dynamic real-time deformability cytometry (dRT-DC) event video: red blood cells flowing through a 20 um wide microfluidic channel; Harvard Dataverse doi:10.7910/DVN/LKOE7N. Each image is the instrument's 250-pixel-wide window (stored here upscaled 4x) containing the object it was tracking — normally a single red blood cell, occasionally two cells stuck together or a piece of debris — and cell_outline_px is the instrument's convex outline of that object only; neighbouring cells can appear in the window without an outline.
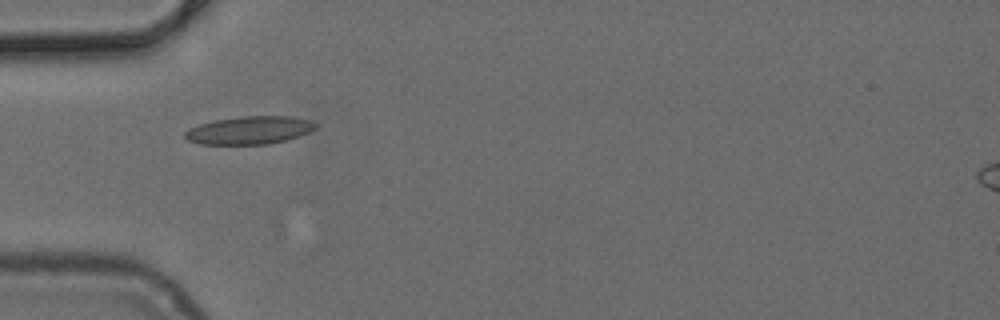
{"species": "common noctule bat (a hibernating species)", "species_latin": "Nyctalus noctula", "temperature_condition": "cold", "stored_images_in_passage": 36, "camera_frame_rate_fps": 3000, "um_per_image_px": 0.085, "animal": {"sex": "female", "body_mass_g": 24.6, "forearm_length_mm": 56.2}, "frame": {"image": 1, "passage_image": 1, "time_ms": 0.0, "image_size_px": [1000, 320], "cell_outline_px": [[316, 128], [308, 132], [284, 140], [268, 144], [200, 144], [188, 140], [184, 136], [184, 132], [188, 128], [212, 120], [240, 116], [292, 116], [312, 120], [316, 124]], "centroid_in_image_um": [21.17, 11.05], "position_along_channel_um": 63.8, "area_um2": 21.27}}
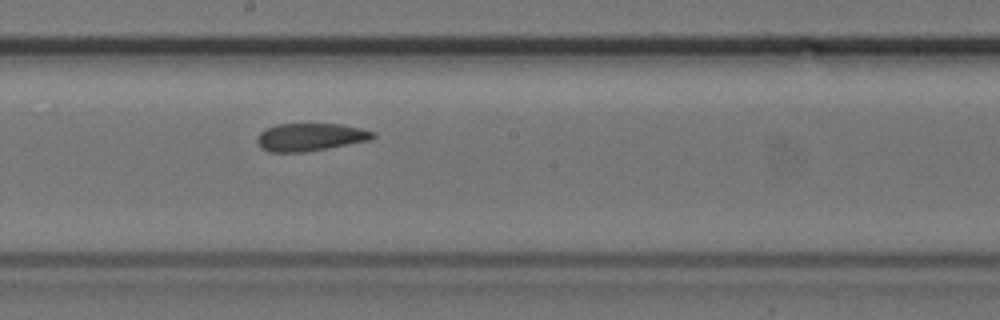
{"frame": {"image": 2, "passage_image": 13, "time_ms": 4.0, "image_size_px": [1000, 320], "cell_outline_px": [[376, 136], [372, 140], [328, 148], [304, 152], [268, 152], [260, 148], [256, 140], [260, 132], [276, 124], [340, 124], [360, 128], [376, 132]], "centroid_in_image_um": [26.39, 11.66], "position_along_channel_um": 221.8, "area_um2": 18.84}}
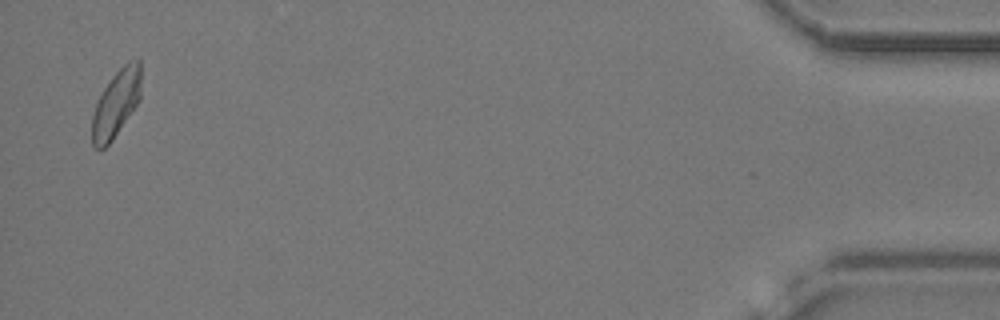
{"frame": {"image": 3, "passage_image": 35, "time_ms": 11.333, "image_size_px": [1000, 320], "cell_outline_px": [[140, 100], [112, 140], [104, 148], [96, 148], [92, 144], [92, 116], [96, 104], [104, 88], [112, 76], [128, 60], [140, 60]], "centroid_in_image_um": [9.87, 8.79], "position_along_channel_um": 425.3, "area_um2": 18.84}}